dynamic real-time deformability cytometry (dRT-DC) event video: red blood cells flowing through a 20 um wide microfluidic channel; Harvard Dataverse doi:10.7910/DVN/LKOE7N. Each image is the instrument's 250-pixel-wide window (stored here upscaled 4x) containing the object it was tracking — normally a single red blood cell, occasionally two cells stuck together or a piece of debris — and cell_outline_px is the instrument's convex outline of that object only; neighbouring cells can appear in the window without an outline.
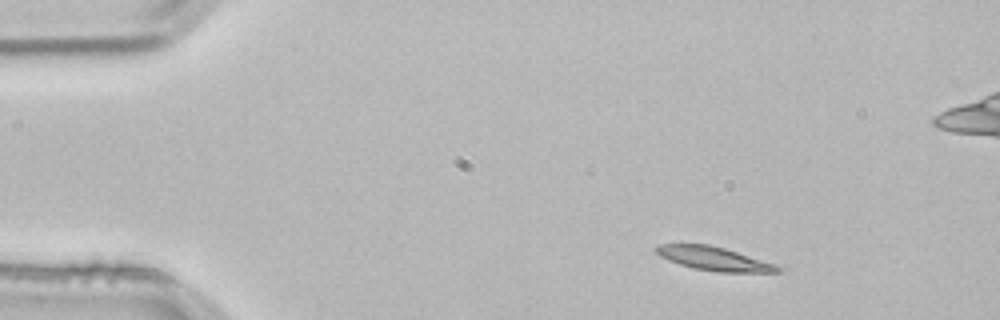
{"species": "common noctule bat (a hibernating species)", "species_latin": "Nyctalus noctula", "temperature_condition": "room temperature", "stored_images_in_passage": 4, "camera_frame_rate_fps": 3000, "um_per_image_px": 0.085, "animal": {"sex": "male", "body_mass_g": 21.5, "forearm_length_mm": 52.0}, "frame": {"image": 1, "passage_image": 2, "time_ms": 0.333, "image_size_px": [1000, 320], "cell_outline_px": [[784, 268], [780, 272], [716, 272], [692, 268], [668, 260], [660, 256], [656, 252], [656, 248], [660, 244], [708, 244], [724, 248]], "centroid_in_image_um": [60.65, 21.99], "position_along_channel_um": 24.4, "area_um2": 16.42}}
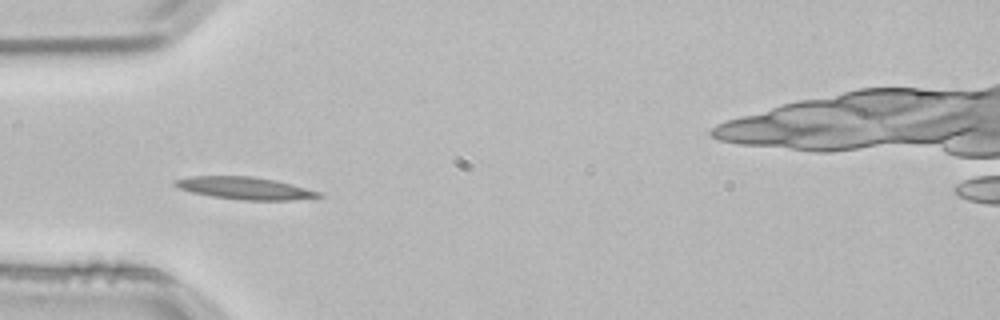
{"frame": {"image": 2, "passage_image": 4, "time_ms": 1.0, "image_size_px": [1000, 320], "cell_outline_px": [[324, 196], [292, 200], [240, 200], [212, 196], [192, 192], [180, 188], [172, 184], [172, 180], [192, 176], [252, 176], [276, 180], [292, 184], [320, 192]], "centroid_in_image_um": [20.8, 15.99], "position_along_channel_um": 64.2, "area_um2": 18.67}}